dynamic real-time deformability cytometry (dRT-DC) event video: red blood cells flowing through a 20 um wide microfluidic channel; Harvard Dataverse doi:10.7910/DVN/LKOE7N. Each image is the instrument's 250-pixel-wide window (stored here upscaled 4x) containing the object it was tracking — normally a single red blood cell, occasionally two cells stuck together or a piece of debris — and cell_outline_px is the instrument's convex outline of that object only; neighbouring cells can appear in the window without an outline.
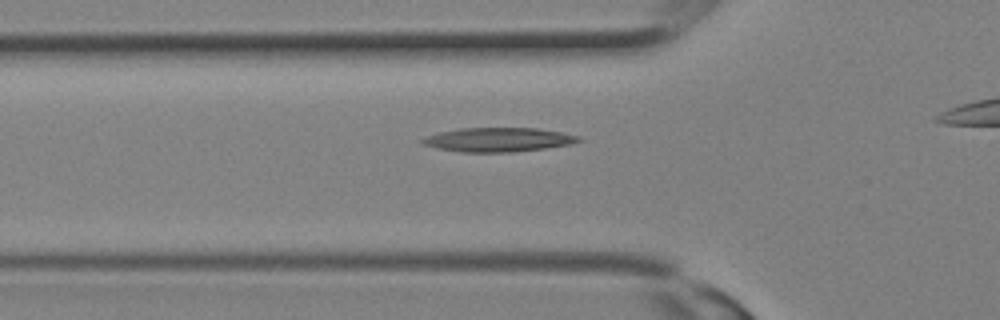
{"species": "Egyptian fruit bat (a non-hibernating species)", "species_latin": "Rousettus aegyptiacus", "temperature_condition": "room temperature", "stored_images_in_passage": 14, "segment_of_instrument_passage": [1, 2], "camera_frame_rate_fps": 3000, "um_per_image_px": 0.085, "animal": {"sex": "female"}, "frame": {"image": 1, "passage_image": 7, "time_ms": 2.0, "image_size_px": [1000, 320], "cell_outline_px": [[584, 140], [572, 144], [544, 148], [512, 152], [460, 152], [436, 148], [424, 144], [420, 140], [428, 136], [440, 132], [460, 128], [536, 128], [560, 132], [580, 136]], "centroid_in_image_um": [42.39, 11.87], "position_along_channel_um": 83.4, "area_um2": 21.85}}
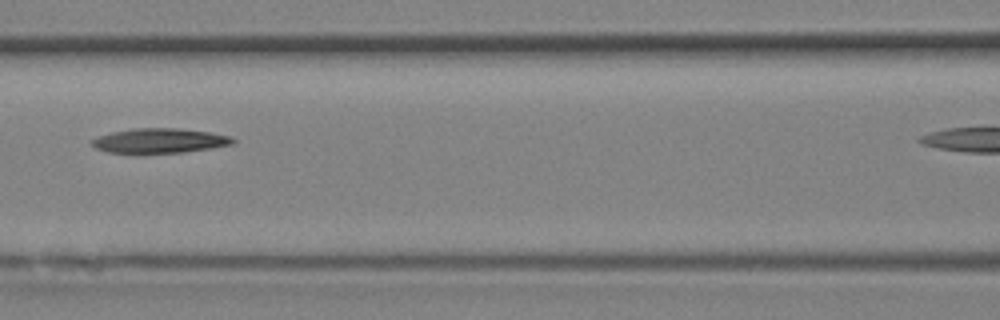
{"frame": {"image": 2, "passage_image": 10, "time_ms": 3.0, "image_size_px": [1000, 320], "cell_outline_px": [[236, 140], [232, 144], [212, 148], [184, 152], [140, 156], [136, 156], [108, 152], [96, 148], [92, 144], [92, 140], [100, 136], [112, 132], [132, 128], [176, 128], [208, 132], [232, 136]], "centroid_in_image_um": [13.54, 12.0], "position_along_channel_um": 153.1, "area_um2": 21.04}}
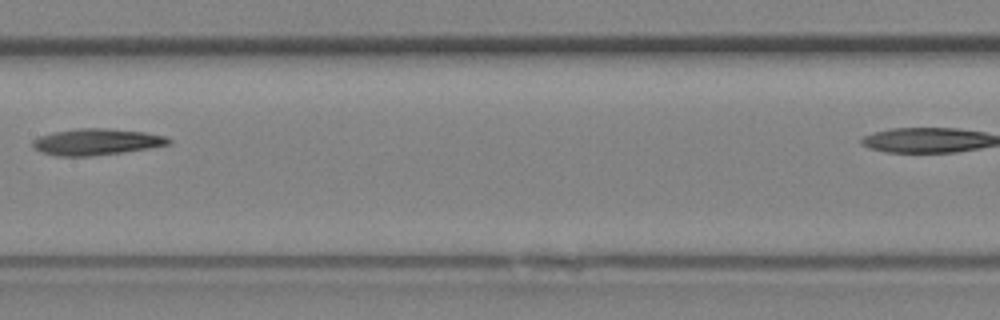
{"frame": {"image": 3, "passage_image": 12, "time_ms": 3.667, "image_size_px": [1000, 320], "cell_outline_px": [[172, 144], [124, 152], [92, 156], [56, 156], [40, 152], [32, 148], [32, 140], [40, 136], [52, 132], [80, 128], [104, 128], [144, 132], [164, 136], [172, 140]], "centroid_in_image_um": [8.17, 12.06], "position_along_channel_um": 199.2, "area_um2": 20.98}}